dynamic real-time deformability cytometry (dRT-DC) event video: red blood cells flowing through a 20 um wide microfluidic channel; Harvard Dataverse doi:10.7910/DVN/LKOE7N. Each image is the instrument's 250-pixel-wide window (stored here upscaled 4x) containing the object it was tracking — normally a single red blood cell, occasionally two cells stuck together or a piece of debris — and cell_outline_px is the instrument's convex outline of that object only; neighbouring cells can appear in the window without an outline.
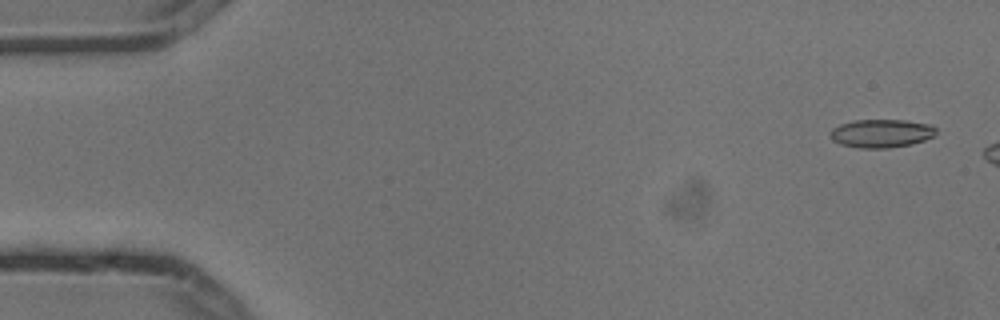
{"species": "common noctule bat (a hibernating species)", "species_latin": "Nyctalus noctula", "temperature_condition": "cold", "stored_images_in_passage": 3, "camera_frame_rate_fps": 3000, "um_per_image_px": 0.085, "animal": {"sex": "male", "body_mass_g": 13.3}, "frame": {"image": 1, "passage_image": 1, "time_ms": 0.0, "image_size_px": [1000, 320], "cell_outline_px": [[936, 132], [932, 136], [924, 140], [912, 144], [888, 148], [860, 148], [840, 144], [832, 140], [832, 128], [840, 124], [856, 120], [904, 120], [932, 124], [936, 128]], "centroid_in_image_um": [74.94, 11.33], "position_along_channel_um": 10.1, "area_um2": 17.4}}